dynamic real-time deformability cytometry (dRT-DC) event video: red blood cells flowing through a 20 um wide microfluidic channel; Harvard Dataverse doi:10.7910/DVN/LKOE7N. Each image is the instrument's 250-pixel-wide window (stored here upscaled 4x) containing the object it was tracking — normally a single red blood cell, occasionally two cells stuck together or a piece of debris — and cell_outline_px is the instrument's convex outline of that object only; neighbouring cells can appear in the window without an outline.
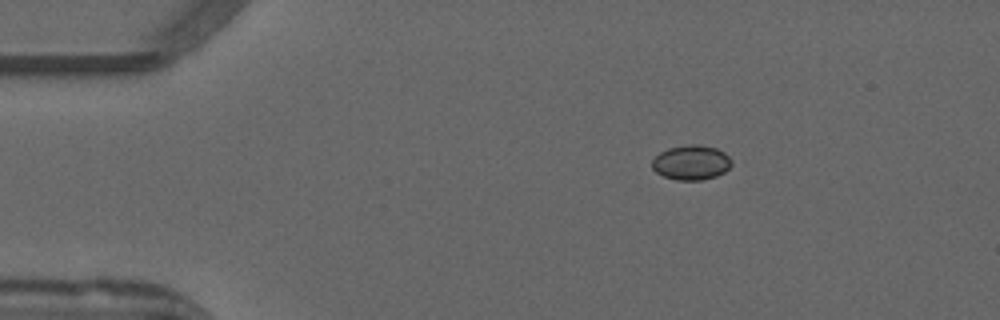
{"species": "common noctule bat (a hibernating species)", "species_latin": "Nyctalus noctula", "temperature_condition": "warm", "stored_images_in_passage": 44, "camera_frame_rate_fps": 3000, "um_per_image_px": 0.085, "animal": {"sex": "male", "forearm_length_mm": 52.5}, "frame": {"image": 1, "passage_image": 1, "time_ms": 0.0, "image_size_px": [1000, 320], "cell_outline_px": [[732, 164], [724, 172], [716, 176], [704, 180], [676, 180], [664, 176], [656, 172], [652, 168], [652, 160], [660, 152], [668, 148], [692, 144], [696, 144], [716, 148], [724, 152], [732, 160]], "centroid_in_image_um": [58.76, 13.82], "position_along_channel_um": 26.2, "area_um2": 16.07}}
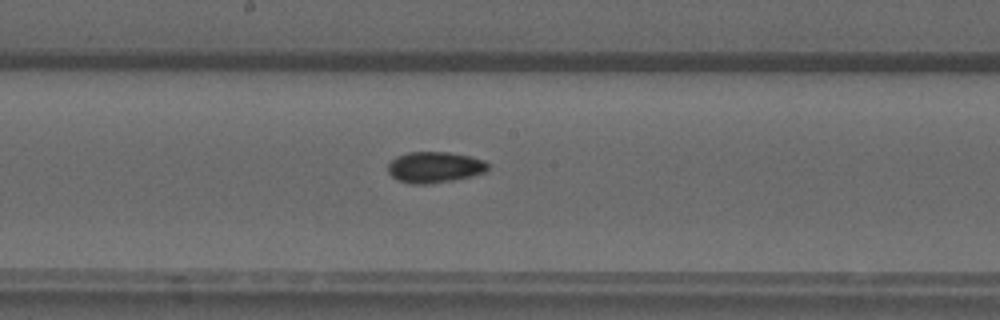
{"frame": {"image": 2, "passage_image": 20, "time_ms": 6.333, "image_size_px": [1000, 320], "cell_outline_px": [[488, 168], [484, 172], [472, 176], [452, 180], [428, 184], [412, 184], [400, 180], [392, 176], [388, 172], [388, 164], [396, 156], [408, 152], [448, 152], [472, 156], [484, 160], [488, 164]], "centroid_in_image_um": [36.95, 14.2], "position_along_channel_um": 211.3, "area_um2": 18.03}}
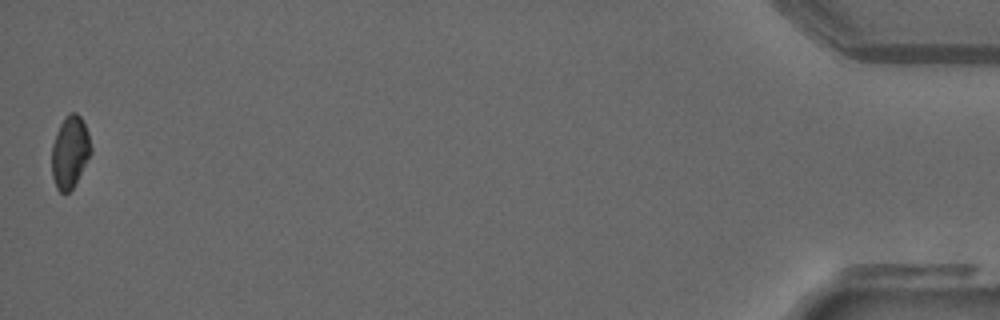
{"frame": {"image": 3, "passage_image": 44, "time_ms": 14.333, "image_size_px": [1000, 320], "cell_outline_px": [[92, 152], [72, 188], [68, 192], [60, 192], [56, 188], [52, 176], [52, 144], [56, 132], [64, 116], [68, 112], [76, 112], [80, 116], [88, 132], [92, 148]], "centroid_in_image_um": [5.94, 12.88], "position_along_channel_um": 429.3, "area_um2": 16.47}, "authors_computed_cell_mechanics": {"area_um2": 17.34, "velocity_mm_per_s": 3.9553, "shape_relaxation_time_tau1_ms": 9.1258, "shape_relaxation_time_tau2_ms": 5.3989, "deformation_change_tau1": 0.1779, "deformation_change_tau2": 0.082}}